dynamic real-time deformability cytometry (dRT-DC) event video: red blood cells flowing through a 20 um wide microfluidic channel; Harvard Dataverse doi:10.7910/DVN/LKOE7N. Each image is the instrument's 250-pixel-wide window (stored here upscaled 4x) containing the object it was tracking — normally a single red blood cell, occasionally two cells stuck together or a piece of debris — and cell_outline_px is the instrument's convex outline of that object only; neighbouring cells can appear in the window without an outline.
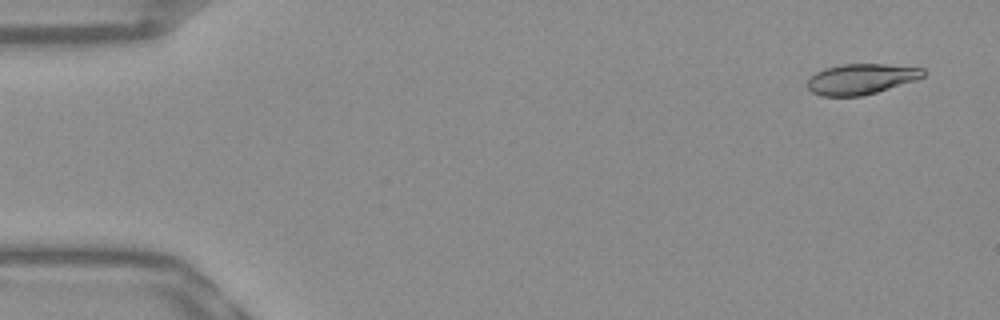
{"species": "Egyptian fruit bat (a non-hibernating species)", "species_latin": "Rousettus aegyptiacus", "temperature_condition": "warm", "stored_images_in_passage": 14, "camera_frame_rate_fps": 3000, "um_per_image_px": 0.085, "frame": {"image": 1, "passage_image": 1, "time_ms": 0.0, "image_size_px": [1000, 320], "cell_outline_px": [[928, 72], [924, 76], [916, 80], [864, 96], [820, 96], [812, 92], [808, 88], [808, 80], [816, 72], [824, 68], [840, 64], [884, 64], [924, 68]], "centroid_in_image_um": [73.22, 6.71], "position_along_channel_um": 11.8, "area_um2": 20.75}}
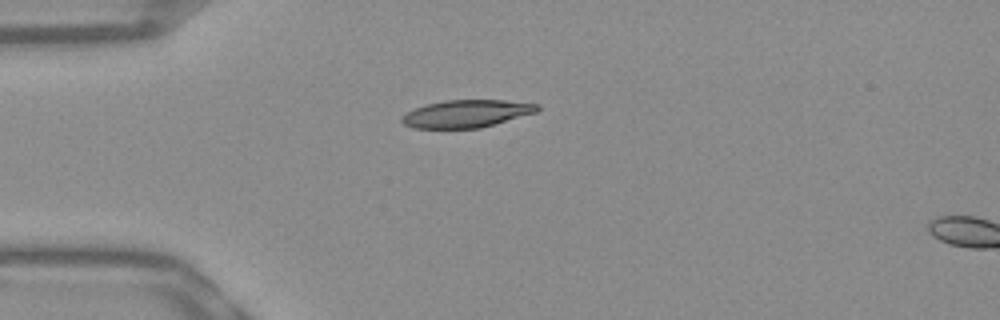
{"frame": {"image": 2, "passage_image": 12, "time_ms": 3.667, "image_size_px": [1000, 320], "cell_outline_px": [[540, 108], [536, 112], [480, 128], [412, 128], [404, 124], [400, 120], [400, 116], [416, 108], [428, 104], [444, 100], [504, 100], [540, 104]], "centroid_in_image_um": [39.64, 9.66], "position_along_channel_um": 45.4, "area_um2": 21.62}}